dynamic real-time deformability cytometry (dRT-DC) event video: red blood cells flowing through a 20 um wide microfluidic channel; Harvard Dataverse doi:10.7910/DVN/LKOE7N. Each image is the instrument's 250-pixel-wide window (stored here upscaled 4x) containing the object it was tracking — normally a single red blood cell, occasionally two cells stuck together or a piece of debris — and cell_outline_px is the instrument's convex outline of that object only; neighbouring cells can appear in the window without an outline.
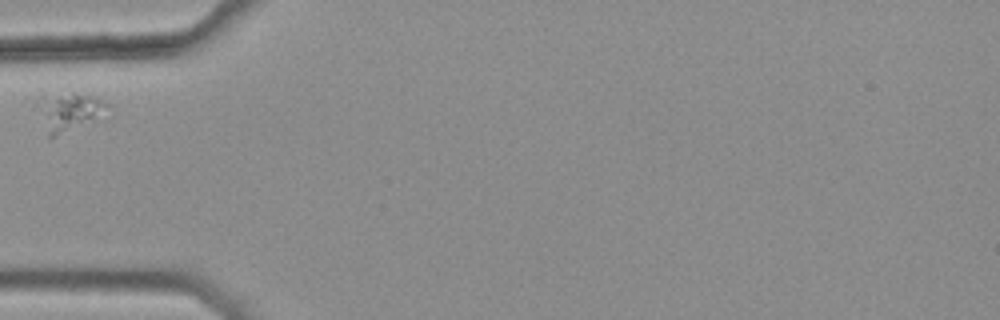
{"species": "common noctule bat (a hibernating species)", "species_latin": "Nyctalus noctula", "temperature_condition": "warm", "stored_images_in_passage": 38, "camera_frame_rate_fps": 3000, "um_per_image_px": 0.085, "animal": {"sex": "female", "body_mass_g": 25.1}, "frame": {"image": 1, "passage_image": 1, "time_ms": 0.0, "image_size_px": [1000, 320], "cell_outline_px": [[108, 104], [92, 116], [56, 136], [48, 136], [40, 100], [40, 88], [72, 92], [92, 96]], "centroid_in_image_um": [5.68, 9.3], "position_along_channel_um": 79.3, "area_um2": 14.22}}
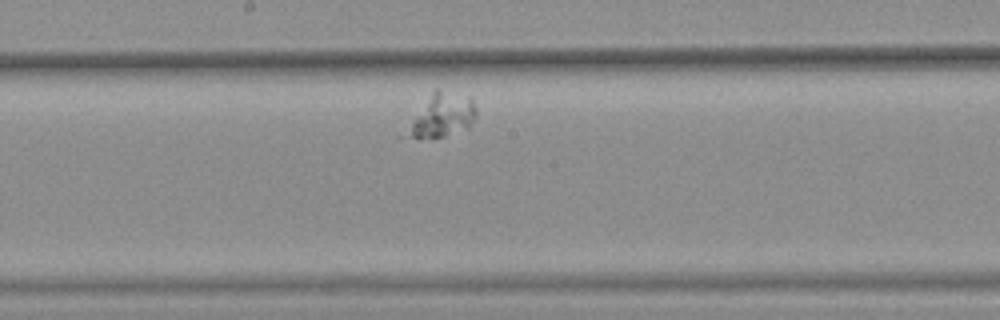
{"frame": {"image": 2, "passage_image": 13, "time_ms": 4.0, "image_size_px": [1000, 320], "cell_outline_px": [[476, 116], [468, 128], [444, 136], [396, 136], [432, 92], [436, 88], [472, 96], [476, 108]], "centroid_in_image_um": [37.52, 9.78], "position_along_channel_um": 210.7, "area_um2": 17.98}}
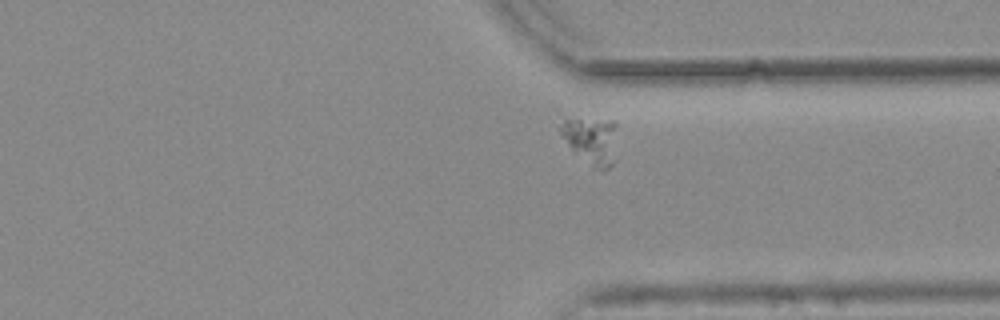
{"frame": {"image": 3, "passage_image": 26, "time_ms": 8.333, "image_size_px": [1000, 320], "cell_outline_px": [[616, 124], [612, 164], [608, 168], [592, 168], [568, 144], [560, 132], [560, 128], [564, 120], [616, 120]], "centroid_in_image_um": [50.27, 11.93], "position_along_channel_um": 361.1, "area_um2": 14.74}}